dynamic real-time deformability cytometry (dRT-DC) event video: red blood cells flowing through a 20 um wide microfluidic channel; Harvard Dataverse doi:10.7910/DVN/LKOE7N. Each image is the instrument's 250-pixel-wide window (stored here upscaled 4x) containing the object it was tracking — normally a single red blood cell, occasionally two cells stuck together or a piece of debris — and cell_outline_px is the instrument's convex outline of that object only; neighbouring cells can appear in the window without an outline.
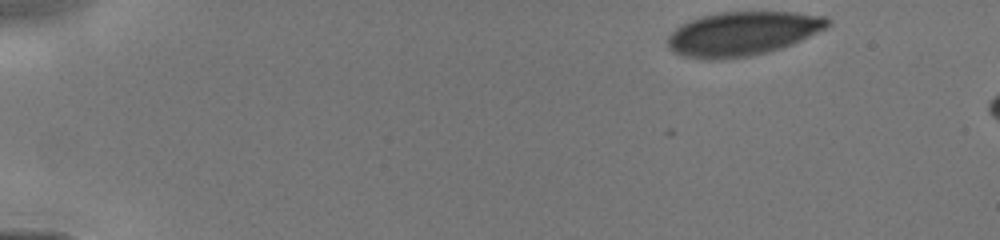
{"species": "human", "species_latin": "Homo sapiens", "temperature_condition": "cold", "stored_images_in_passage": 8, "camera_frame_rate_fps": 3000, "um_per_image_px": 0.085, "donor": {"sex": "male"}, "frame": {"image": 1, "passage_image": 1, "time_ms": 0.0, "image_size_px": [1000, 240], "cell_outline_px": [[832, 24], [828, 28], [792, 44], [768, 52], [748, 56], [720, 60], [704, 60], [684, 56], [668, 48], [668, 36], [680, 24], [688, 20], [700, 16], [716, 12], [796, 12], [828, 16], [832, 20]], "centroid_in_image_um": [63.15, 2.85], "position_along_channel_um": 21.9, "area_um2": 41.56}}